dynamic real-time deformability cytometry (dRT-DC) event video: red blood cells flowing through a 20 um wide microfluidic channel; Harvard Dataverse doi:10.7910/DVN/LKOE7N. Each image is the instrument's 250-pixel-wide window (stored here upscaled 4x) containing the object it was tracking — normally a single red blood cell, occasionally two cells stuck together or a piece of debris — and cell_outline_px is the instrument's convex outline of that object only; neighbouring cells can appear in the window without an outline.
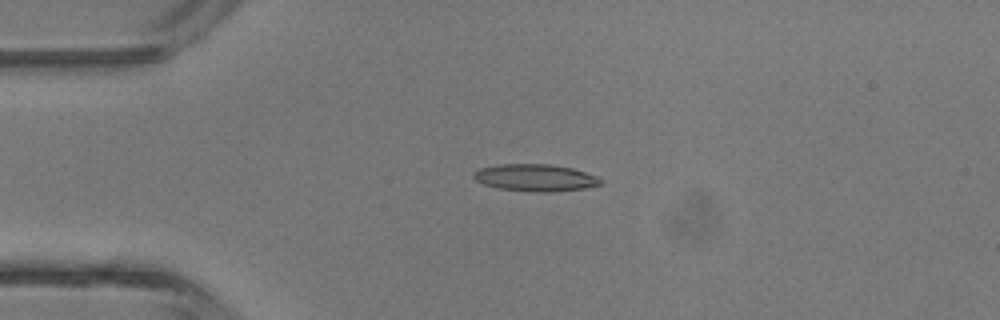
{"species": "common noctule bat (a hibernating species)", "species_latin": "Nyctalus noctula", "temperature_condition": "room temperature", "stored_images_in_passage": 5, "camera_frame_rate_fps": 3000, "um_per_image_px": 0.085, "animal": {"sex": "male", "body_mass_g": 13.3}, "frame": {"image": 1, "passage_image": 4, "time_ms": 3.333, "image_size_px": [1000, 320], "cell_outline_px": [[604, 184], [584, 188], [552, 192], [528, 192], [500, 188], [484, 184], [476, 180], [472, 176], [472, 172], [480, 168], [496, 164], [552, 164], [572, 168], [596, 176], [604, 180]], "centroid_in_image_um": [45.51, 15.1], "position_along_channel_um": 39.5, "area_um2": 20.23}}